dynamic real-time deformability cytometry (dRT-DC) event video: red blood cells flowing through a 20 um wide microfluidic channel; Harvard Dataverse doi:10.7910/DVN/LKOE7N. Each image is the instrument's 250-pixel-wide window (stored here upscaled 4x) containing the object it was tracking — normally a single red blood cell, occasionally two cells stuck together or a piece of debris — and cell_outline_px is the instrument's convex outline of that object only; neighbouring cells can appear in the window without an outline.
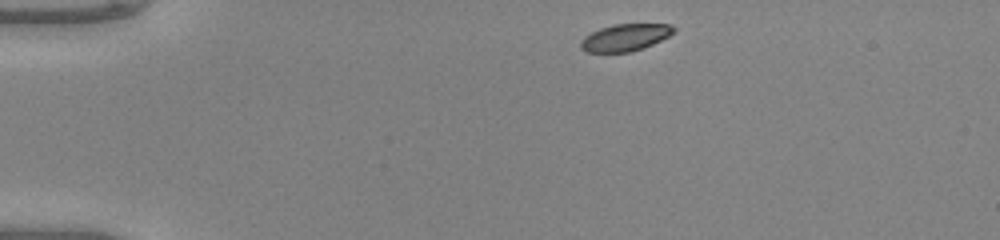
{"species": "common noctule bat (a hibernating species)", "species_latin": "Nyctalus noctula", "temperature_condition": "warm", "stored_images_in_passage": 41, "camera_frame_rate_fps": 3000, "um_per_image_px": 0.085, "animal": {"sex": "male", "body_mass_g": 20.0, "forearm_length_mm": 53.3}, "frame": {"image": 1, "passage_image": 1, "time_ms": 0.0, "image_size_px": [1000, 240], "cell_outline_px": [[672, 32], [668, 36], [640, 48], [624, 52], [592, 52], [584, 48], [584, 40], [588, 36], [604, 28], [620, 24], [668, 24], [672, 28]], "centroid_in_image_um": [53.21, 3.18], "position_along_channel_um": 31.8, "area_um2": 13.29}}
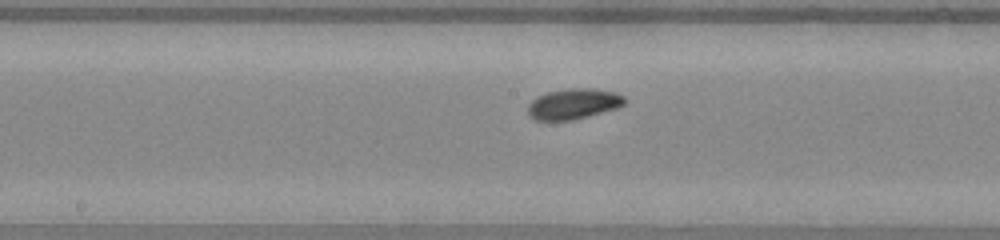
{"frame": {"image": 2, "passage_image": 18, "time_ms": 5.667, "image_size_px": [1000, 240], "cell_outline_px": [[624, 100], [620, 104], [608, 108], [580, 116], [560, 120], [544, 120], [536, 116], [532, 112], [532, 104], [536, 100], [544, 96], [556, 92], [604, 92], [620, 96]], "centroid_in_image_um": [48.7, 8.88], "position_along_channel_um": 199.5, "area_um2": 13.47}}
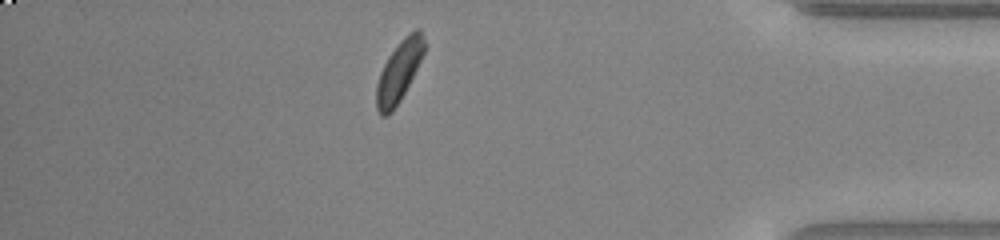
{"frame": {"image": 3, "passage_image": 35, "time_ms": 11.333, "image_size_px": [1000, 240], "cell_outline_px": [[424, 52], [408, 84], [396, 104], [384, 116], [380, 112], [376, 104], [376, 88], [380, 76], [392, 52], [412, 32], [420, 32], [424, 44]], "centroid_in_image_um": [33.9, 6.11], "position_along_channel_um": 401.3, "area_um2": 15.03}, "authors_computed_cell_mechanics": {"area_um2": 14.1032, "velocity_mm_per_s": 4.1459, "shape_relaxation_time_tau1_ms": 2.8997, "shape_relaxation_time_tau2_ms": 2.2634, "deformation_change_tau1": 0.142, "deformation_change_tau2": 0.0859}}